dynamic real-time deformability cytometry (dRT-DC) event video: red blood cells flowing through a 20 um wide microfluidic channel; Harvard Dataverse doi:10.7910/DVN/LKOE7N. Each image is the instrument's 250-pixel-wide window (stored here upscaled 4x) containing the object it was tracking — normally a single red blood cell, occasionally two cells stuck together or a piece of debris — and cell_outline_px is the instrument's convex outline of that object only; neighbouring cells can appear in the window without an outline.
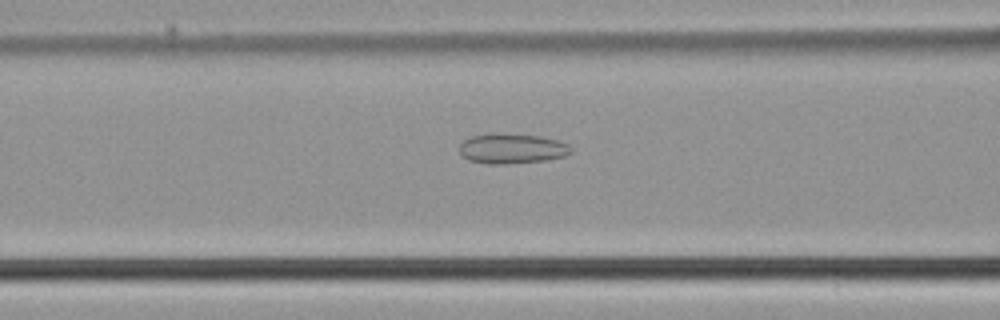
{"species": "common noctule bat (a hibernating species)", "species_latin": "Nyctalus noctula", "temperature_condition": "cold", "stored_images_in_passage": 41, "camera_frame_rate_fps": 3000, "um_per_image_px": 0.085, "animal": {"sex": "male", "body_mass_g": 21.5, "forearm_length_mm": 52.0}, "frame": {"image": 1, "passage_image": 8, "time_ms": 2.333, "image_size_px": [1000, 320], "cell_outline_px": [[572, 152], [564, 156], [544, 160], [504, 164], [488, 164], [468, 160], [460, 152], [460, 144], [464, 140], [472, 136], [488, 132], [492, 132], [540, 136], [556, 140], [568, 144], [572, 148]], "centroid_in_image_um": [43.49, 12.61], "position_along_channel_um": 123.1, "area_um2": 19.59}}
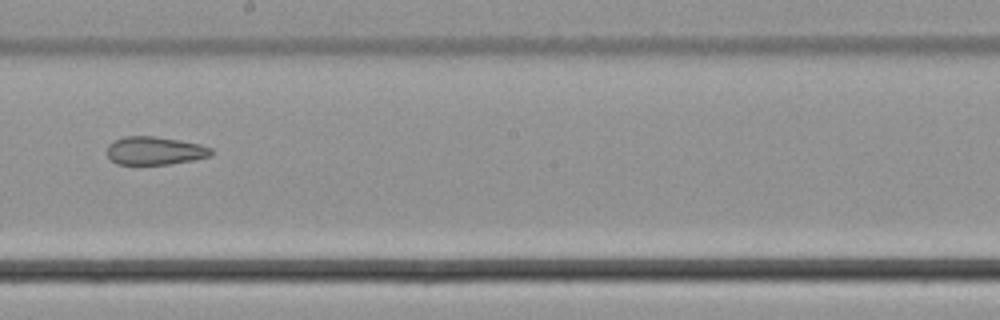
{"frame": {"image": 2, "passage_image": 17, "time_ms": 5.333, "image_size_px": [1000, 320], "cell_outline_px": [[216, 152], [212, 156], [192, 160], [168, 164], [116, 164], [108, 156], [108, 144], [112, 140], [124, 136], [156, 136], [180, 140], [200, 144], [212, 148]], "centroid_in_image_um": [13.19, 12.8], "position_along_channel_um": 235.0, "area_um2": 17.28}}
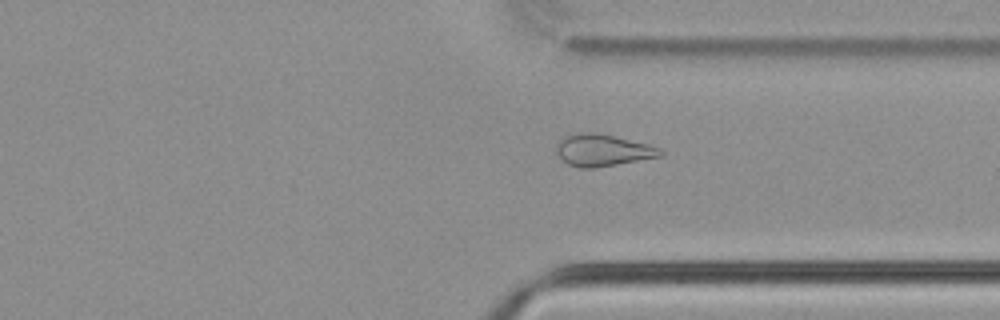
{"frame": {"image": 3, "passage_image": 27, "time_ms": 8.667, "image_size_px": [1000, 320], "cell_outline_px": [[664, 156], [596, 168], [580, 168], [568, 164], [556, 152], [556, 140], [564, 136], [584, 132], [596, 132], [648, 144], [660, 148], [664, 152]], "centroid_in_image_um": [51.23, 12.77], "position_along_channel_um": 360.2, "area_um2": 19.48}, "authors_computed_cell_mechanics": {"area_um2": 19.5942, "velocity_mm_per_s": 3.7319, "shape_relaxation_time_tau1_ms": null, "shape_relaxation_time_tau2_ms": 4.1955, "deformation_change_tau1": null, "deformation_change_tau2": 0.1273}}